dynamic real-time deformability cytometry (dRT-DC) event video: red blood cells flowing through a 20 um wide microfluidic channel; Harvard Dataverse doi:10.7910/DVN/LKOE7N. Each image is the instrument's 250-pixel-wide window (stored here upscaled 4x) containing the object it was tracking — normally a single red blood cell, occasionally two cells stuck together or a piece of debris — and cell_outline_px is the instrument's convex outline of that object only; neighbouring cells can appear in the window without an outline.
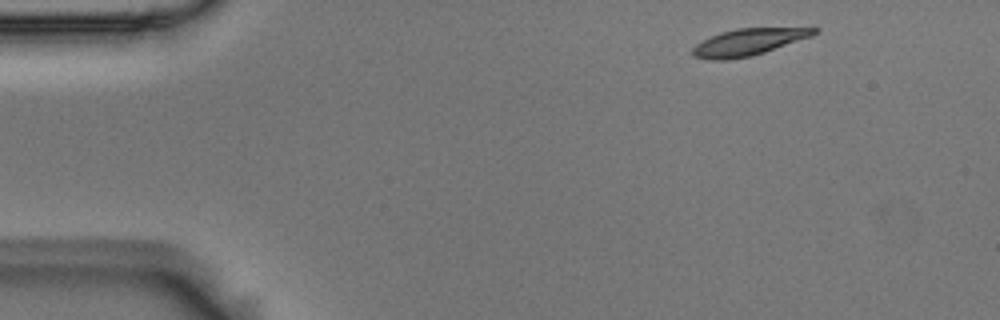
{"species": "Egyptian fruit bat (a non-hibernating species)", "species_latin": "Rousettus aegyptiacus", "temperature_condition": "room temperature", "stored_images_in_passage": 4, "camera_frame_rate_fps": 3000, "um_per_image_px": 0.085, "animal": {"sex": "male"}, "frame": {"image": 1, "passage_image": 1, "time_ms": 0.0, "image_size_px": [1000, 320], "cell_outline_px": [[820, 28], [812, 36], [752, 56], [728, 60], [708, 60], [692, 56], [692, 48], [696, 44], [720, 32], [736, 28]], "centroid_in_image_um": [63.57, 3.59], "position_along_channel_um": 21.4, "area_um2": 18.84}}
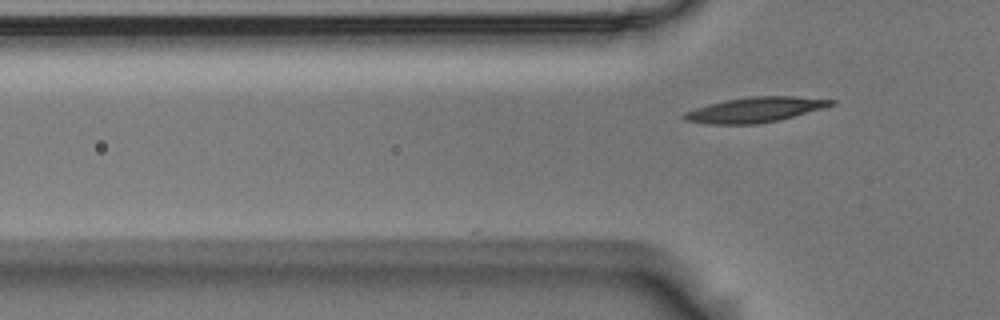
{"frame": {"image": 2, "passage_image": 4, "time_ms": 1.0, "image_size_px": [1000, 320], "cell_outline_px": [[836, 104], [780, 120], [756, 124], [708, 124], [684, 120], [680, 116], [684, 112], [708, 104], [724, 100], [748, 96], [796, 96], [836, 100]], "centroid_in_image_um": [64.16, 9.32], "position_along_channel_um": 61.6, "area_um2": 21.62}}